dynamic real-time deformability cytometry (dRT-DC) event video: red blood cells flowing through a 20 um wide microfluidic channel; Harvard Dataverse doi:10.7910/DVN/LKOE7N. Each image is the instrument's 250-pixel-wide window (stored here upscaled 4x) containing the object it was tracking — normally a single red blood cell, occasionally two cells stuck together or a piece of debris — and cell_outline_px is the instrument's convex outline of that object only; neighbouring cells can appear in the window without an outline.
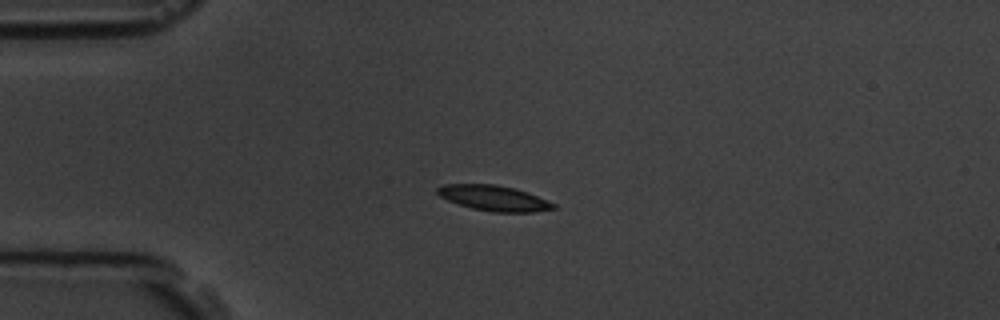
{"species": "common noctule bat (a hibernating species)", "species_latin": "Nyctalus noctula", "temperature_condition": "room temperature", "stored_images_in_passage": 8, "camera_frame_rate_fps": 3000, "um_per_image_px": 0.085, "animal": {"sex": "male", "body_mass_g": 19.5, "forearm_length_mm": 54.6}, "frame": {"image": 1, "passage_image": 1, "time_ms": 0.0, "image_size_px": [1000, 320], "cell_outline_px": [[556, 208], [536, 212], [492, 212], [472, 208], [448, 200], [440, 196], [436, 192], [436, 188], [444, 184], [496, 184], [516, 188], [528, 192], [556, 204]], "centroid_in_image_um": [42.0, 16.83], "position_along_channel_um": 43.0, "area_um2": 17.22}}
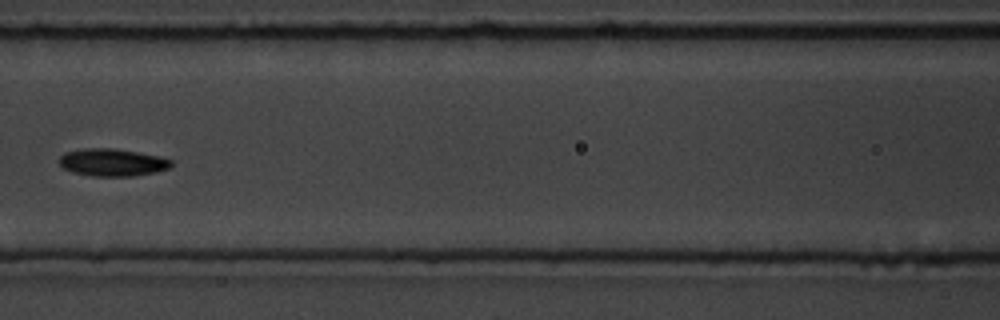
{"frame": {"image": 2, "passage_image": 4, "time_ms": 3.667, "image_size_px": [1000, 320], "cell_outline_px": [[172, 164], [168, 168], [156, 172], [132, 176], [92, 176], [72, 172], [64, 168], [60, 164], [60, 156], [64, 152], [84, 148], [112, 148], [136, 152], [156, 156], [172, 160]], "centroid_in_image_um": [9.51, 13.8], "position_along_channel_um": 157.1, "area_um2": 17.74}}
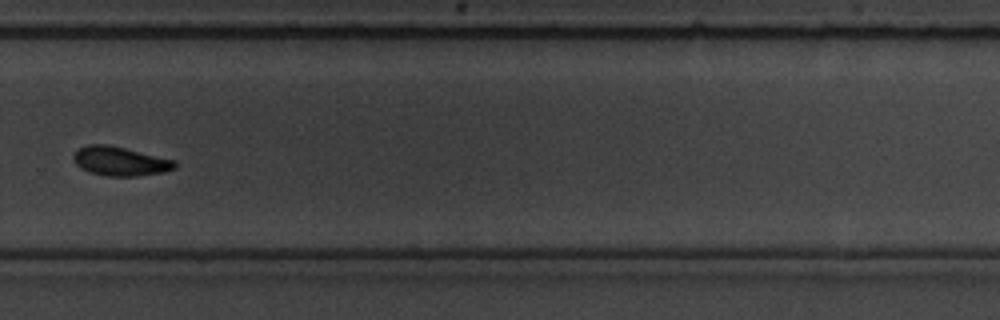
{"frame": {"image": 3, "passage_image": 8, "time_ms": 8.0, "image_size_px": [1000, 320], "cell_outline_px": [[176, 168], [164, 172], [136, 176], [108, 176], [88, 172], [80, 168], [76, 164], [72, 156], [76, 148], [88, 144], [108, 144], [176, 160]], "centroid_in_image_um": [10.18, 13.69], "position_along_channel_um": 319.6, "area_um2": 17.4}}